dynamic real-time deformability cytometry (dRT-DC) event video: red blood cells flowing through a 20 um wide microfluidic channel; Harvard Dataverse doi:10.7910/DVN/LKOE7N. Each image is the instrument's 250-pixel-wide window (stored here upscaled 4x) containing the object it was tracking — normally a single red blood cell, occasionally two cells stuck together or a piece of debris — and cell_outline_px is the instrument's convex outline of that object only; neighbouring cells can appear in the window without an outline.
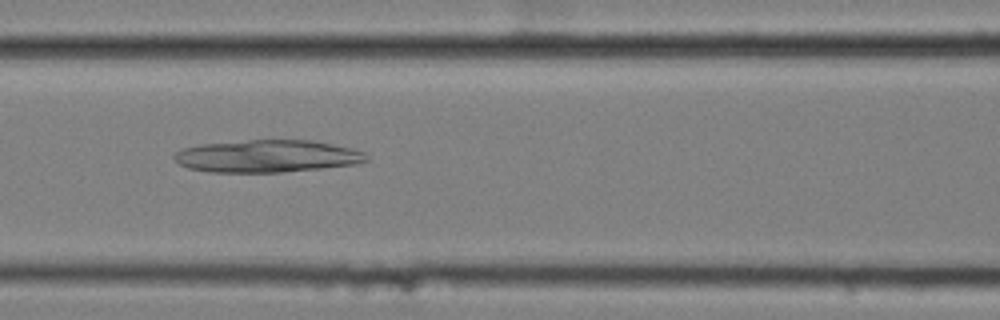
{"species": "common noctule bat (a hibernating species)", "species_latin": "Nyctalus noctula", "temperature_condition": "cold", "stored_images_in_passage": 7, "camera_frame_rate_fps": 3000, "um_per_image_px": 0.085, "animal": {"sex": "female", "body_mass_g": 25.1}, "frame": {"image": 1, "passage_image": 5, "time_ms": 1.333, "image_size_px": [1000, 320], "cell_outline_px": [[368, 160], [356, 164], [284, 172], [208, 172], [188, 168], [180, 164], [172, 156], [176, 152], [184, 148], [200, 144], [248, 140], [312, 140], [352, 148], [364, 152], [368, 156]], "centroid_in_image_um": [22.71, 13.27], "position_along_channel_um": 143.9, "area_um2": 36.24}}
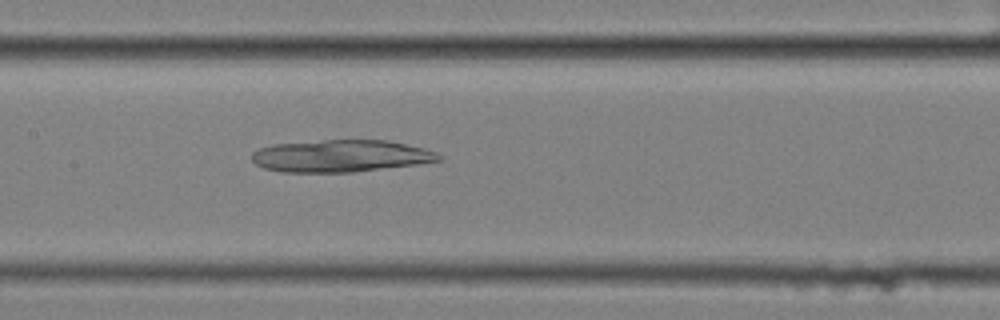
{"frame": {"image": 2, "passage_image": 6, "time_ms": 1.667, "image_size_px": [1000, 320], "cell_outline_px": [[444, 156], [440, 160], [416, 164], [352, 172], [280, 172], [264, 168], [256, 164], [252, 160], [252, 152], [260, 148], [272, 144], [324, 140], [388, 140], [424, 148], [436, 152]], "centroid_in_image_um": [28.95, 13.25], "position_along_channel_um": 178.5, "area_um2": 34.97}}